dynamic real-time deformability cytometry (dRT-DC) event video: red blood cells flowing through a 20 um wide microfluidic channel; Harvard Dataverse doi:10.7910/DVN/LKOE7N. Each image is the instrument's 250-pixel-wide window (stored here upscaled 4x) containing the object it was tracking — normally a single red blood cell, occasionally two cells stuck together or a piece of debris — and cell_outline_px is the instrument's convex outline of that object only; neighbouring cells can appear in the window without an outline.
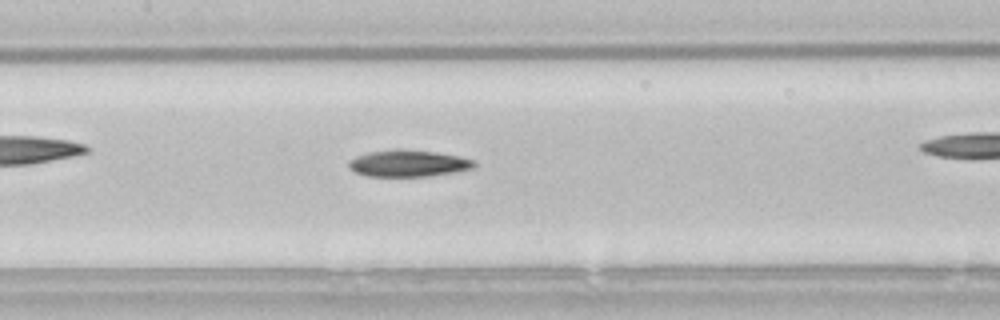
{"species": "common noctule bat (a hibernating species)", "species_latin": "Nyctalus noctula", "temperature_condition": "room temperature", "stored_images_in_passage": 43, "camera_frame_rate_fps": 3000, "um_per_image_px": 0.085, "animal": {"sex": "male", "body_mass_g": 21.5, "forearm_length_mm": 52.0}, "frame": {"image": 1, "passage_image": 25, "time_ms": 8.0, "image_size_px": [1000, 320], "cell_outline_px": [[476, 168], [456, 172], [428, 176], [368, 176], [356, 172], [348, 168], [348, 160], [356, 156], [368, 152], [396, 148], [400, 148], [436, 152], [456, 156], [472, 160], [476, 164]], "centroid_in_image_um": [34.68, 13.88], "position_along_channel_um": 172.7, "area_um2": 19.65}}